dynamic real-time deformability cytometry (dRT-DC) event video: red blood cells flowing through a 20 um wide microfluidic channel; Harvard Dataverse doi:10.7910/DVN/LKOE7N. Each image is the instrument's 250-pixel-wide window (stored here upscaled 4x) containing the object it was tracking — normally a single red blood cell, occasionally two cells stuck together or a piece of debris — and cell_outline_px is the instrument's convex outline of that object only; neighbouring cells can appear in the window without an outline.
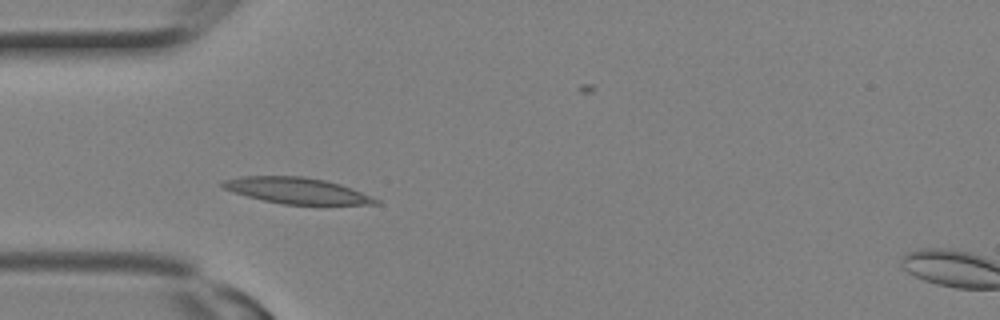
{"species": "Egyptian fruit bat (a non-hibernating species)", "species_latin": "Rousettus aegyptiacus", "temperature_condition": "room temperature", "stored_images_in_passage": 2, "camera_frame_rate_fps": 3000, "um_per_image_px": 0.085, "animal": {"sex": "female"}, "frame": {"image": 1, "passage_image": 2, "time_ms": 0.333, "image_size_px": [1000, 320], "cell_outline_px": [[380, 204], [284, 204], [264, 200], [248, 196], [224, 188], [220, 184], [224, 180], [240, 176], [304, 176], [324, 180], [340, 184], [352, 188], [372, 196], [380, 200]], "centroid_in_image_um": [25.26, 16.19], "position_along_channel_um": 59.7, "area_um2": 22.95}}